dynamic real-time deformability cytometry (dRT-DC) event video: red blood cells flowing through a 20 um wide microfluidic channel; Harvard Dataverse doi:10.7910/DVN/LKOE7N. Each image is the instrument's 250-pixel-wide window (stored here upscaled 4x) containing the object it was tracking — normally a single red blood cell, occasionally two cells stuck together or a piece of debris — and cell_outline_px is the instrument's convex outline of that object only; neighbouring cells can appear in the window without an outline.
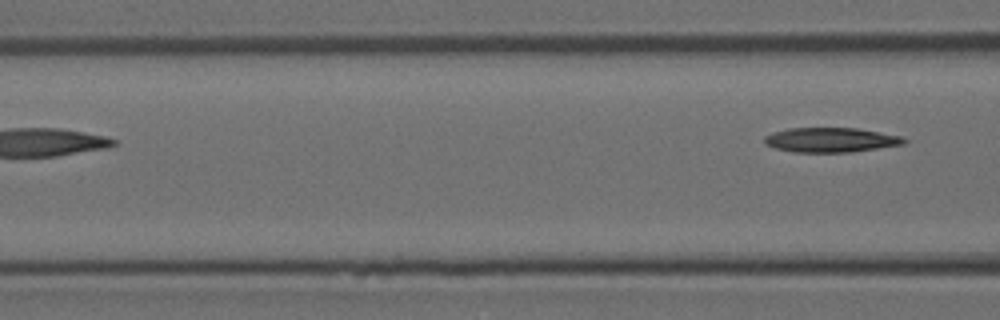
{"species": "Egyptian fruit bat (a non-hibernating species)", "species_latin": "Rousettus aegyptiacus", "temperature_condition": "room temperature", "stored_images_in_passage": 4, "camera_frame_rate_fps": 3000, "um_per_image_px": 0.085, "animal": {"sex": "female"}, "frame": {"image": 1, "passage_image": 4, "time_ms": 1.0, "image_size_px": [1000, 320], "cell_outline_px": [[908, 140], [904, 144], [852, 152], [796, 152], [776, 148], [764, 144], [764, 136], [772, 132], [788, 128], [856, 128], [900, 136]], "centroid_in_image_um": [70.59, 11.89], "position_along_channel_um": 96.0, "area_um2": 19.94}}